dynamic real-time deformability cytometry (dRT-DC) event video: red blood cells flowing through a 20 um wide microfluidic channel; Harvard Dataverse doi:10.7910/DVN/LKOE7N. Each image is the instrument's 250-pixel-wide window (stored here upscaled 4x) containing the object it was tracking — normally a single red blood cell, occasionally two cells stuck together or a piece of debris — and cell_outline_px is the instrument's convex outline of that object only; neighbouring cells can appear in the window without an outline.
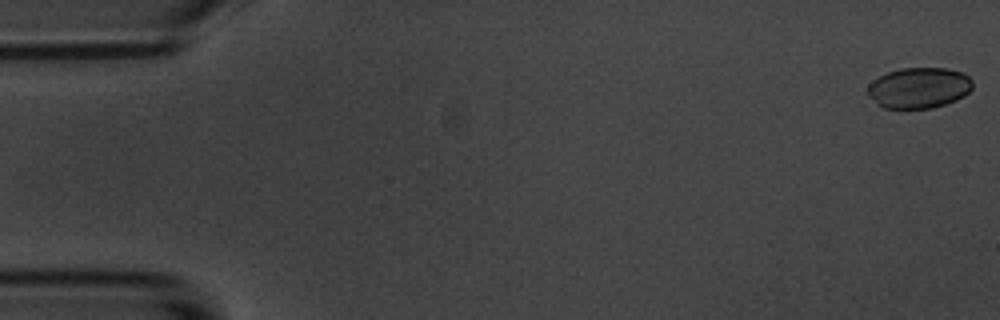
{"species": "common noctule bat (a hibernating species)", "species_latin": "Nyctalus noctula", "temperature_condition": "room temperature", "stored_images_in_passage": 57, "camera_frame_rate_fps": 3000, "um_per_image_px": 0.085, "animal": {"sex": "male", "body_mass_g": 20.1, "forearm_length_mm": 53.5}, "frame": {"image": 1, "passage_image": 1, "time_ms": 0.0, "image_size_px": [1000, 320], "cell_outline_px": [[972, 88], [964, 96], [956, 100], [932, 108], [884, 108], [876, 104], [864, 92], [868, 84], [872, 80], [888, 72], [900, 68], [948, 68], [964, 72], [972, 80]], "centroid_in_image_um": [78.07, 7.46], "position_along_channel_um": 6.9, "area_um2": 25.26}}
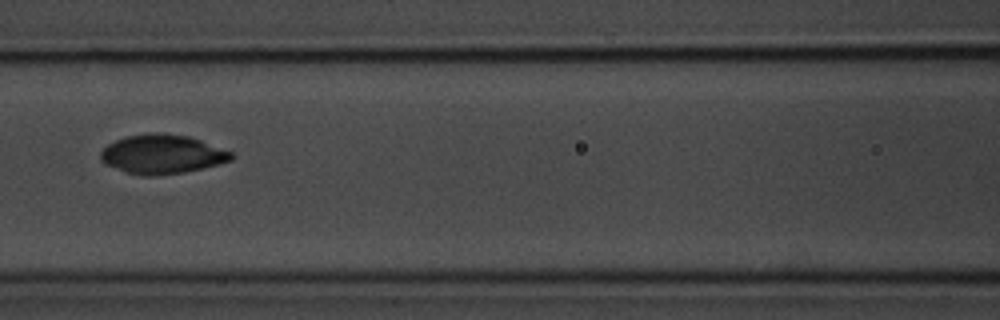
{"frame": {"image": 2, "passage_image": 25, "time_ms": 8.0, "image_size_px": [1000, 320], "cell_outline_px": [[236, 156], [232, 160], [220, 164], [184, 172], [156, 176], [144, 176], [128, 172], [104, 164], [100, 160], [100, 152], [108, 144], [124, 136], [152, 132], [164, 132], [188, 136], [200, 140], [232, 152]], "centroid_in_image_um": [13.78, 13.1], "position_along_channel_um": 152.8, "area_um2": 30.0}}
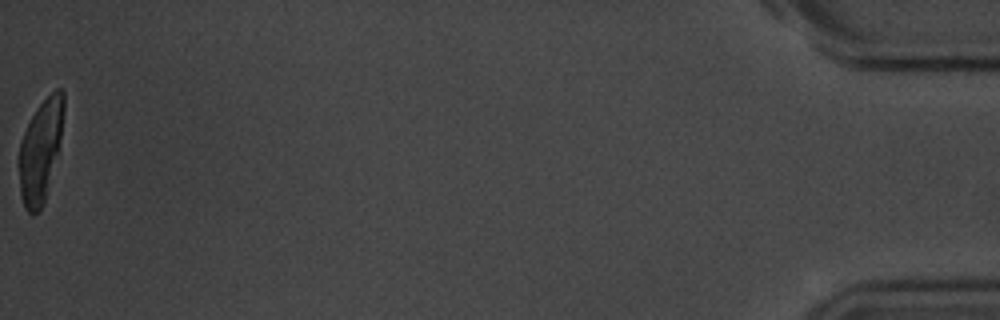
{"frame": {"image": 3, "passage_image": 57, "time_ms": 18.667, "image_size_px": [1000, 320], "cell_outline_px": [[64, 108], [60, 136], [44, 200], [40, 208], [32, 216], [24, 208], [20, 196], [16, 164], [16, 160], [20, 140], [32, 116], [40, 104], [56, 88], [60, 88], [64, 92]], "centroid_in_image_um": [3.36, 12.82], "position_along_channel_um": 431.8, "area_um2": 26.36}, "authors_computed_cell_mechanics": {"area_um2": 27.6862, "velocity_mm_per_s": 3.5581, "shape_relaxation_time_tau1_ms": 6.8679, "shape_relaxation_time_tau2_ms": null, "deformation_change_tau1": 0.2393, "deformation_change_tau2": null}}